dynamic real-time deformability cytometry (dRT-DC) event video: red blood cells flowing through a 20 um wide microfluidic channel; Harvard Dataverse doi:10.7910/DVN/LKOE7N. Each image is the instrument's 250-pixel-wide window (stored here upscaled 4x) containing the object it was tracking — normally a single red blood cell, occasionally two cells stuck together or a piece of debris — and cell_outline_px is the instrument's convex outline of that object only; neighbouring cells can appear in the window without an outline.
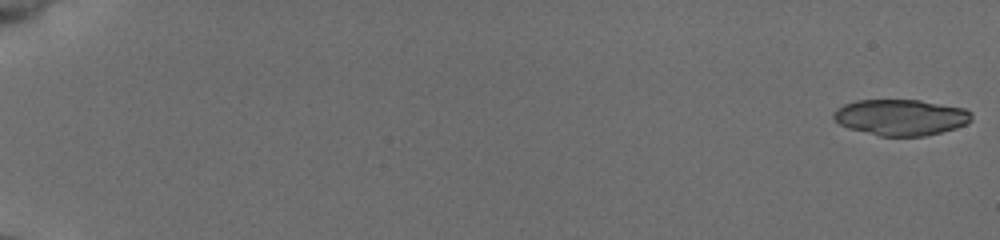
{"species": "common noctule bat (a hibernating species)", "species_latin": "Nyctalus noctula", "temperature_condition": "cold", "stored_images_in_passage": 44, "camera_frame_rate_fps": 3000, "um_per_image_px": 0.085, "animal": {"sex": "female", "body_mass_g": 19.5, "forearm_length_mm": 54.1}, "frame": {"image": 1, "passage_image": 1, "time_ms": 0.0, "image_size_px": [1000, 240], "cell_outline_px": [[972, 120], [968, 124], [956, 128], [924, 136], [880, 136], [848, 128], [840, 124], [832, 116], [832, 112], [836, 108], [844, 104], [856, 100], [920, 100], [964, 108], [972, 112]], "centroid_in_image_um": [76.57, 9.97], "position_along_channel_um": 8.4, "area_um2": 29.13}}
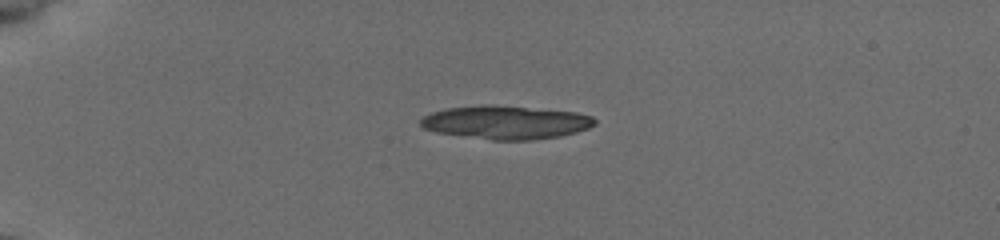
{"frame": {"image": 2, "passage_image": 15, "time_ms": 4.667, "image_size_px": [1000, 240], "cell_outline_px": [[596, 124], [588, 128], [576, 132], [560, 136], [532, 140], [492, 140], [436, 132], [424, 128], [420, 124], [420, 120], [424, 116], [432, 112], [448, 108], [480, 104], [488, 104], [576, 112], [592, 116], [596, 120]], "centroid_in_image_um": [43.0, 10.4], "position_along_channel_um": 42.0, "area_um2": 33.87}}